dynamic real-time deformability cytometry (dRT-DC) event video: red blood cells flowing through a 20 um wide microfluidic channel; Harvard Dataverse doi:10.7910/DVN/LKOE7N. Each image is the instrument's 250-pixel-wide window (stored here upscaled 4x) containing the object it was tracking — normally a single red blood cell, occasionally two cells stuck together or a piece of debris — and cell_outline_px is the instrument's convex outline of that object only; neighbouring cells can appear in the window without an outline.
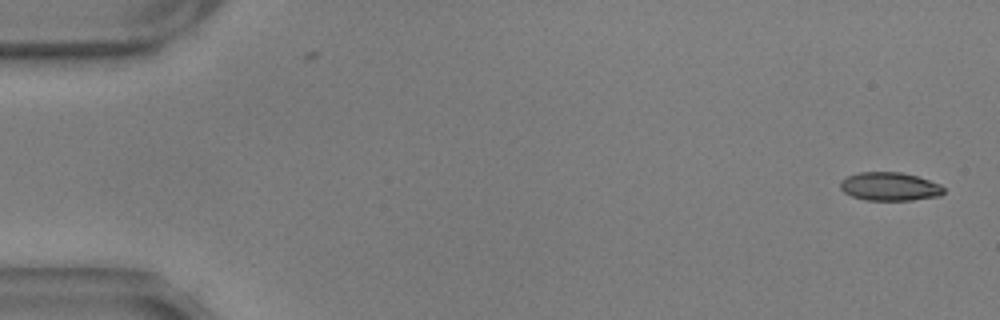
{"species": "common noctule bat (a hibernating species)", "species_latin": "Nyctalus noctula", "temperature_condition": "warm", "stored_images_in_passage": 56, "camera_frame_rate_fps": 3000, "um_per_image_px": 0.085, "animal": {"sex": "male", "body_mass_g": 17.9, "forearm_length_mm": 54.2}, "frame": {"image": 1, "passage_image": 1, "time_ms": 0.0, "image_size_px": [1000, 320], "cell_outline_px": [[944, 192], [940, 196], [912, 200], [864, 200], [852, 196], [844, 192], [840, 188], [840, 180], [848, 176], [860, 172], [900, 172], [916, 176], [940, 184], [944, 188]], "centroid_in_image_um": [75.61, 15.86], "position_along_channel_um": 9.4, "area_um2": 17.11}}
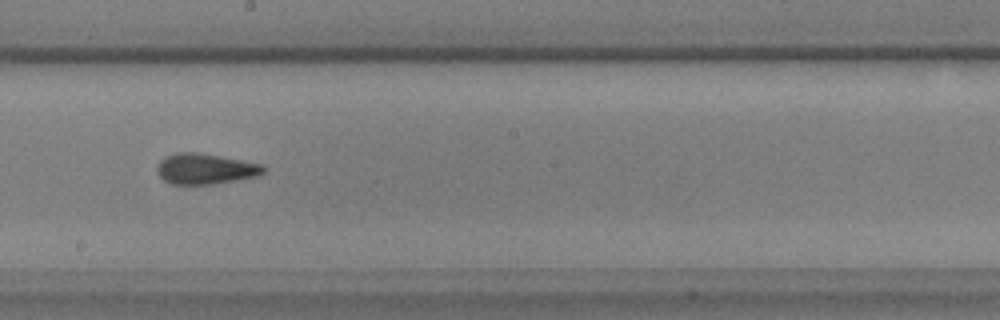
{"frame": {"image": 2, "passage_image": 31, "time_ms": 10.0, "image_size_px": [1000, 320], "cell_outline_px": [[268, 168], [260, 176], [212, 184], [172, 184], [164, 180], [160, 176], [156, 168], [160, 160], [164, 156], [176, 152], [196, 152], [264, 164]], "centroid_in_image_um": [17.48, 14.34], "position_along_channel_um": 230.7, "area_um2": 19.13}}
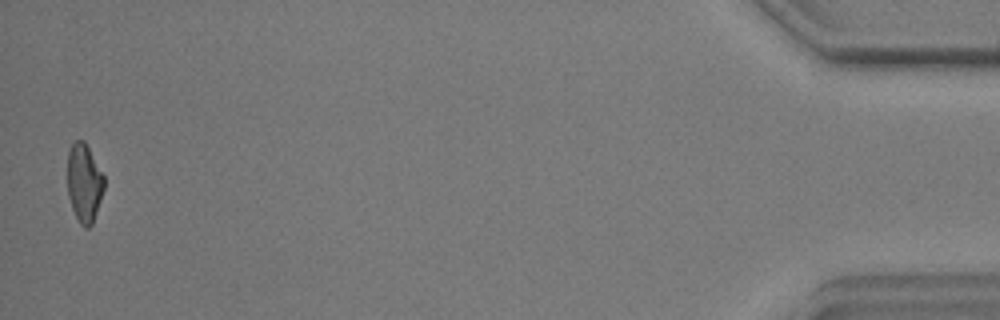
{"frame": {"image": 3, "passage_image": 55, "time_ms": 18.0, "image_size_px": [1000, 320], "cell_outline_px": [[104, 188], [92, 224], [88, 228], [84, 228], [80, 224], [72, 208], [68, 196], [68, 152], [72, 144], [76, 140], [84, 140], [104, 176]], "centroid_in_image_um": [7.15, 15.55], "position_along_channel_um": 428.1, "area_um2": 16.53}}